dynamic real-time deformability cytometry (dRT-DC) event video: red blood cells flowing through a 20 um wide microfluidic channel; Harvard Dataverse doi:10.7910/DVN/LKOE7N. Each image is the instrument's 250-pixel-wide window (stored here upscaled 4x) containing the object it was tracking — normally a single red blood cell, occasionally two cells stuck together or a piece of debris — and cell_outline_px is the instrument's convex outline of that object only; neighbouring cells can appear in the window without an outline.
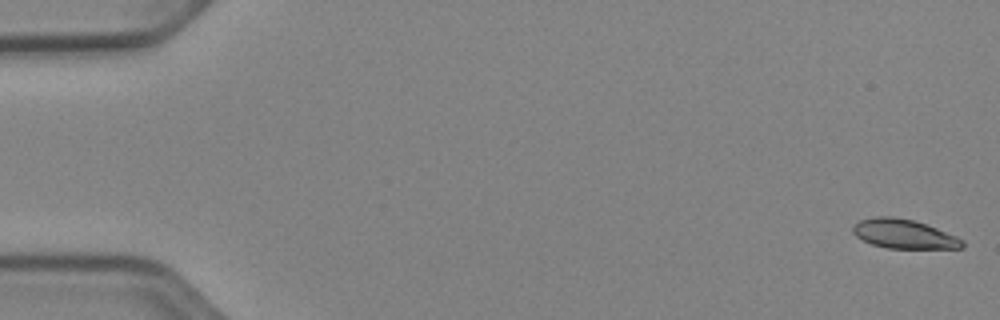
{"species": "Egyptian fruit bat (a non-hibernating species)", "species_latin": "Rousettus aegyptiacus", "temperature_condition": "cold", "stored_images_in_passage": 48, "camera_frame_rate_fps": 3000, "um_per_image_px": 0.085, "animal": {"sex": "female"}, "frame": {"image": 1, "passage_image": 1, "time_ms": 0.0, "image_size_px": [1000, 320], "cell_outline_px": [[964, 248], [888, 248], [872, 244], [856, 236], [852, 232], [852, 224], [860, 220], [876, 216], [892, 216], [912, 220], [936, 228], [956, 236], [964, 240]], "centroid_in_image_um": [76.81, 19.88], "position_along_channel_um": 8.2, "area_um2": 18.5}}
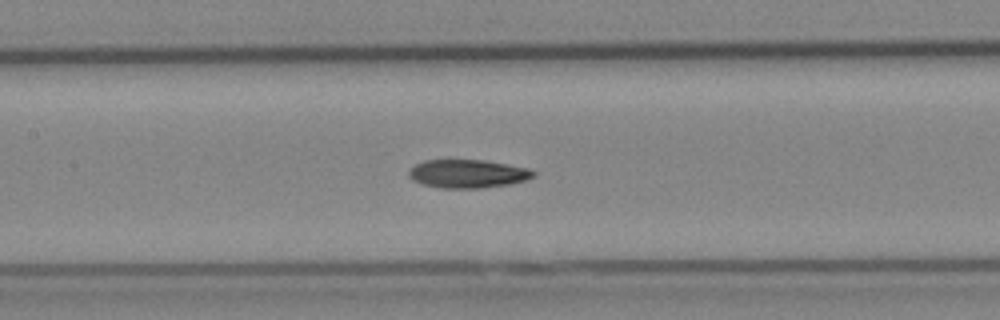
{"frame": {"image": 2, "passage_image": 25, "time_ms": 8.0, "image_size_px": [1000, 320], "cell_outline_px": [[536, 176], [524, 180], [508, 184], [480, 188], [444, 188], [424, 184], [412, 180], [408, 176], [408, 172], [416, 164], [424, 160], [484, 160], [508, 164], [528, 168], [536, 172]], "centroid_in_image_um": [39.77, 14.76], "position_along_channel_um": 167.6, "area_um2": 20.46}}
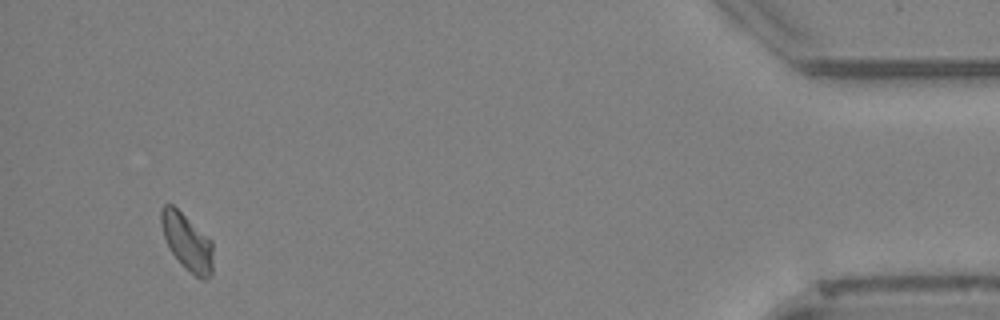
{"frame": {"image": 3, "passage_image": 46, "time_ms": 15.0, "image_size_px": [1000, 320], "cell_outline_px": [[212, 272], [204, 280], [200, 280], [172, 252], [164, 236], [160, 220], [160, 208], [164, 204], [172, 204], [212, 240]], "centroid_in_image_um": [15.9, 20.52], "position_along_channel_um": 419.3, "area_um2": 16.65}, "authors_computed_cell_mechanics": {"area_um2": 20.3167, "velocity_mm_per_s": 3.9245, "shape_relaxation_time_tau1_ms": null, "shape_relaxation_time_tau2_ms": 7.3818, "deformation_change_tau1": null, "deformation_change_tau2": 0.1569}}